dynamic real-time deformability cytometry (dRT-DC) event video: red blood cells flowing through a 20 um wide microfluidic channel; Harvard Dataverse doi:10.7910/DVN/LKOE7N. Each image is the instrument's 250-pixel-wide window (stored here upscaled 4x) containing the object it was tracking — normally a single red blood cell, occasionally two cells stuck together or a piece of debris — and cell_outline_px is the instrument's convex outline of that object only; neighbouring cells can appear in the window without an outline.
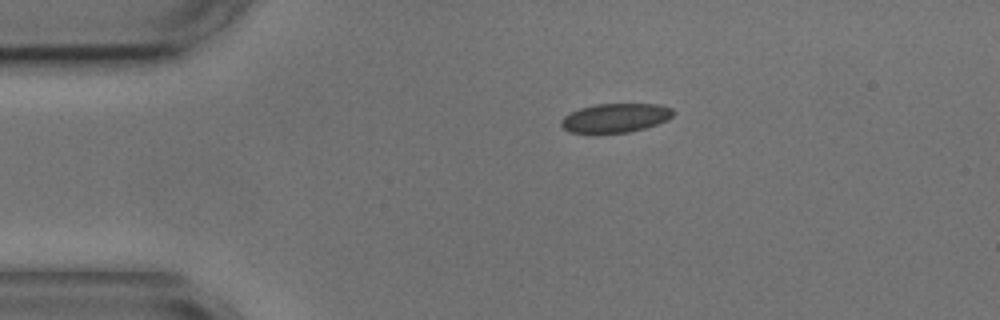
{"species": "common noctule bat (a hibernating species)", "species_latin": "Nyctalus noctula", "temperature_condition": "cold", "stored_images_in_passage": 7, "camera_frame_rate_fps": 3000, "um_per_image_px": 0.085, "animal": {"sex": "male", "body_mass_g": 17.9, "forearm_length_mm": 54.2}, "frame": {"image": 1, "passage_image": 1, "time_ms": 0.0, "image_size_px": [1000, 320], "cell_outline_px": [[676, 112], [668, 120], [644, 128], [628, 132], [568, 132], [560, 124], [560, 120], [564, 116], [580, 108], [596, 104], [660, 104], [672, 108]], "centroid_in_image_um": [52.34, 10.0], "position_along_channel_um": 32.7, "area_um2": 18.79}}
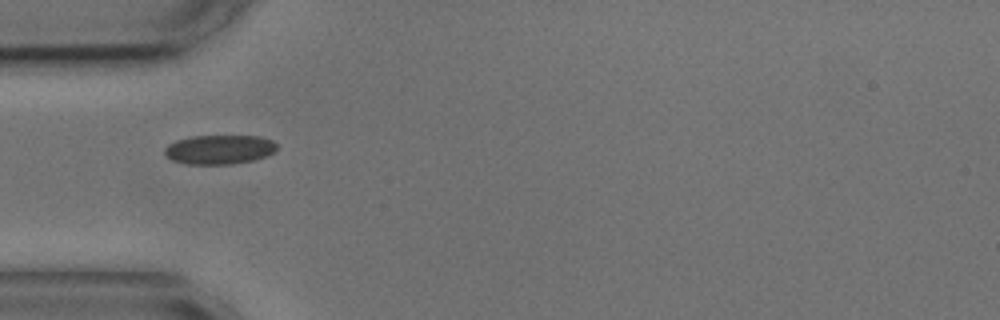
{"frame": {"image": 2, "passage_image": 2, "time_ms": 2.0, "image_size_px": [1000, 320], "cell_outline_px": [[276, 148], [268, 156], [252, 160], [232, 164], [188, 164], [172, 160], [164, 152], [164, 148], [168, 144], [176, 140], [192, 136], [260, 136], [272, 140], [276, 144]], "centroid_in_image_um": [18.64, 12.7], "position_along_channel_um": 66.4, "area_um2": 19.07}}
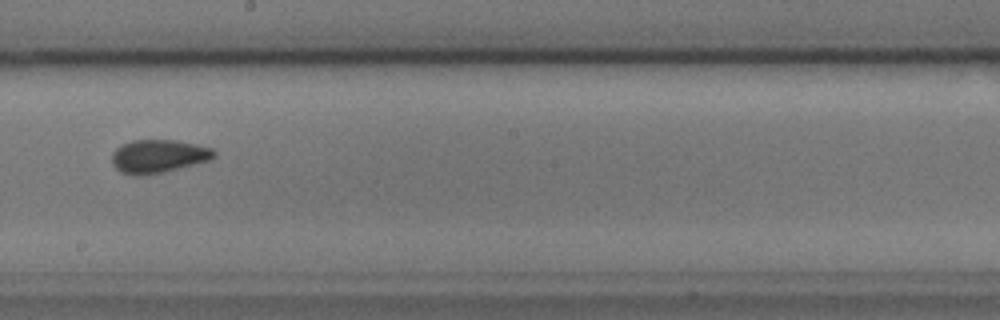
{"frame": {"image": 3, "passage_image": 6, "time_ms": 6.667, "image_size_px": [1000, 320], "cell_outline_px": [[216, 156], [212, 160], [164, 172], [140, 176], [132, 176], [120, 172], [112, 164], [112, 152], [116, 148], [132, 140], [176, 140], [196, 144], [212, 148], [216, 152]], "centroid_in_image_um": [13.48, 13.29], "position_along_channel_um": 234.7, "area_um2": 20.06}}